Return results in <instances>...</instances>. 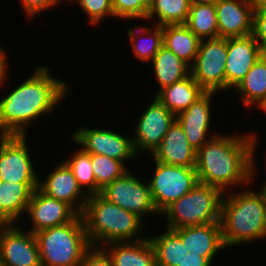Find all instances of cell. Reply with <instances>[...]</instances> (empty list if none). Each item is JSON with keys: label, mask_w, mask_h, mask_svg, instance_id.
Returning <instances> with one entry per match:
<instances>
[{"label": "cell", "mask_w": 266, "mask_h": 266, "mask_svg": "<svg viewBox=\"0 0 266 266\" xmlns=\"http://www.w3.org/2000/svg\"><path fill=\"white\" fill-rule=\"evenodd\" d=\"M237 133H217L196 151L195 169L200 183L215 186L224 193L255 183L259 171L255 158L259 133L251 130Z\"/></svg>", "instance_id": "obj_1"}, {"label": "cell", "mask_w": 266, "mask_h": 266, "mask_svg": "<svg viewBox=\"0 0 266 266\" xmlns=\"http://www.w3.org/2000/svg\"><path fill=\"white\" fill-rule=\"evenodd\" d=\"M25 79L0 97V135H27L31 125L55 113L73 88L53 76L46 64L36 66Z\"/></svg>", "instance_id": "obj_2"}, {"label": "cell", "mask_w": 266, "mask_h": 266, "mask_svg": "<svg viewBox=\"0 0 266 266\" xmlns=\"http://www.w3.org/2000/svg\"><path fill=\"white\" fill-rule=\"evenodd\" d=\"M252 184L224 193L220 225L228 249L266 240V189Z\"/></svg>", "instance_id": "obj_3"}, {"label": "cell", "mask_w": 266, "mask_h": 266, "mask_svg": "<svg viewBox=\"0 0 266 266\" xmlns=\"http://www.w3.org/2000/svg\"><path fill=\"white\" fill-rule=\"evenodd\" d=\"M81 216L86 235L94 247L148 238L141 235L145 230L141 217L107 201L100 194L88 196Z\"/></svg>", "instance_id": "obj_4"}, {"label": "cell", "mask_w": 266, "mask_h": 266, "mask_svg": "<svg viewBox=\"0 0 266 266\" xmlns=\"http://www.w3.org/2000/svg\"><path fill=\"white\" fill-rule=\"evenodd\" d=\"M42 266H79L92 247L81 214L67 224L35 233Z\"/></svg>", "instance_id": "obj_5"}, {"label": "cell", "mask_w": 266, "mask_h": 266, "mask_svg": "<svg viewBox=\"0 0 266 266\" xmlns=\"http://www.w3.org/2000/svg\"><path fill=\"white\" fill-rule=\"evenodd\" d=\"M224 192L204 183L198 184L160 214L164 227L178 229L220 222Z\"/></svg>", "instance_id": "obj_6"}, {"label": "cell", "mask_w": 266, "mask_h": 266, "mask_svg": "<svg viewBox=\"0 0 266 266\" xmlns=\"http://www.w3.org/2000/svg\"><path fill=\"white\" fill-rule=\"evenodd\" d=\"M99 127L77 126L70 138L75 146H79L84 152L117 159L127 167V162L131 164V161L137 160L139 156L134 149L132 134L127 136V133H120L122 131L115 128Z\"/></svg>", "instance_id": "obj_7"}, {"label": "cell", "mask_w": 266, "mask_h": 266, "mask_svg": "<svg viewBox=\"0 0 266 266\" xmlns=\"http://www.w3.org/2000/svg\"><path fill=\"white\" fill-rule=\"evenodd\" d=\"M142 178L128 170L101 189L100 195L107 201L138 215L146 222L147 216H159L161 213L154 203L148 181Z\"/></svg>", "instance_id": "obj_8"}, {"label": "cell", "mask_w": 266, "mask_h": 266, "mask_svg": "<svg viewBox=\"0 0 266 266\" xmlns=\"http://www.w3.org/2000/svg\"><path fill=\"white\" fill-rule=\"evenodd\" d=\"M153 175L147 181L157 210L161 213L198 184L195 167L168 165L152 160Z\"/></svg>", "instance_id": "obj_9"}, {"label": "cell", "mask_w": 266, "mask_h": 266, "mask_svg": "<svg viewBox=\"0 0 266 266\" xmlns=\"http://www.w3.org/2000/svg\"><path fill=\"white\" fill-rule=\"evenodd\" d=\"M226 58L227 38L201 40L190 75L205 92L226 91Z\"/></svg>", "instance_id": "obj_10"}, {"label": "cell", "mask_w": 266, "mask_h": 266, "mask_svg": "<svg viewBox=\"0 0 266 266\" xmlns=\"http://www.w3.org/2000/svg\"><path fill=\"white\" fill-rule=\"evenodd\" d=\"M28 135H0V180L38 183L36 162L32 159ZM29 147V148H28ZM31 154V155H30ZM32 156V157H31Z\"/></svg>", "instance_id": "obj_11"}, {"label": "cell", "mask_w": 266, "mask_h": 266, "mask_svg": "<svg viewBox=\"0 0 266 266\" xmlns=\"http://www.w3.org/2000/svg\"><path fill=\"white\" fill-rule=\"evenodd\" d=\"M139 114L132 130V139L136 154H143L145 157L146 153L152 155L160 146L176 116L155 96H152V101L145 107L144 112Z\"/></svg>", "instance_id": "obj_12"}, {"label": "cell", "mask_w": 266, "mask_h": 266, "mask_svg": "<svg viewBox=\"0 0 266 266\" xmlns=\"http://www.w3.org/2000/svg\"><path fill=\"white\" fill-rule=\"evenodd\" d=\"M25 225L1 224L0 260L3 266H42L36 236L26 230Z\"/></svg>", "instance_id": "obj_13"}, {"label": "cell", "mask_w": 266, "mask_h": 266, "mask_svg": "<svg viewBox=\"0 0 266 266\" xmlns=\"http://www.w3.org/2000/svg\"><path fill=\"white\" fill-rule=\"evenodd\" d=\"M79 213L68 203L51 198L38 188L33 191L24 218H29L28 225L32 233L51 227H57L74 220Z\"/></svg>", "instance_id": "obj_14"}, {"label": "cell", "mask_w": 266, "mask_h": 266, "mask_svg": "<svg viewBox=\"0 0 266 266\" xmlns=\"http://www.w3.org/2000/svg\"><path fill=\"white\" fill-rule=\"evenodd\" d=\"M217 94L216 92H205L186 110L176 115V120L181 125L190 145L196 151L212 136L219 133L218 130L215 131L214 129L212 131V128H210L212 127L211 124H213L212 109H214V107H212V104Z\"/></svg>", "instance_id": "obj_15"}, {"label": "cell", "mask_w": 266, "mask_h": 266, "mask_svg": "<svg viewBox=\"0 0 266 266\" xmlns=\"http://www.w3.org/2000/svg\"><path fill=\"white\" fill-rule=\"evenodd\" d=\"M55 166L48 171L49 174L46 172L45 178L39 175L38 189L51 198L68 203L81 214L88 195L78 185L70 167L64 161Z\"/></svg>", "instance_id": "obj_16"}, {"label": "cell", "mask_w": 266, "mask_h": 266, "mask_svg": "<svg viewBox=\"0 0 266 266\" xmlns=\"http://www.w3.org/2000/svg\"><path fill=\"white\" fill-rule=\"evenodd\" d=\"M254 36L227 38L226 91H232L262 56Z\"/></svg>", "instance_id": "obj_17"}, {"label": "cell", "mask_w": 266, "mask_h": 266, "mask_svg": "<svg viewBox=\"0 0 266 266\" xmlns=\"http://www.w3.org/2000/svg\"><path fill=\"white\" fill-rule=\"evenodd\" d=\"M254 0H216L220 38H236L253 32Z\"/></svg>", "instance_id": "obj_18"}, {"label": "cell", "mask_w": 266, "mask_h": 266, "mask_svg": "<svg viewBox=\"0 0 266 266\" xmlns=\"http://www.w3.org/2000/svg\"><path fill=\"white\" fill-rule=\"evenodd\" d=\"M163 233L158 235H148L152 243L155 254L156 264L160 266H213L201 253L188 249L183 245L178 235L169 228L164 227ZM165 231V232H164Z\"/></svg>", "instance_id": "obj_19"}, {"label": "cell", "mask_w": 266, "mask_h": 266, "mask_svg": "<svg viewBox=\"0 0 266 266\" xmlns=\"http://www.w3.org/2000/svg\"><path fill=\"white\" fill-rule=\"evenodd\" d=\"M151 156L155 161L168 165L195 167L196 163V150L190 145L176 119Z\"/></svg>", "instance_id": "obj_20"}, {"label": "cell", "mask_w": 266, "mask_h": 266, "mask_svg": "<svg viewBox=\"0 0 266 266\" xmlns=\"http://www.w3.org/2000/svg\"><path fill=\"white\" fill-rule=\"evenodd\" d=\"M188 249L201 253L212 264L219 251L226 249L220 222L172 229ZM219 252V253H218Z\"/></svg>", "instance_id": "obj_21"}, {"label": "cell", "mask_w": 266, "mask_h": 266, "mask_svg": "<svg viewBox=\"0 0 266 266\" xmlns=\"http://www.w3.org/2000/svg\"><path fill=\"white\" fill-rule=\"evenodd\" d=\"M36 188H38V183L0 180V223L24 224V215Z\"/></svg>", "instance_id": "obj_22"}, {"label": "cell", "mask_w": 266, "mask_h": 266, "mask_svg": "<svg viewBox=\"0 0 266 266\" xmlns=\"http://www.w3.org/2000/svg\"><path fill=\"white\" fill-rule=\"evenodd\" d=\"M102 248L113 266H155L156 254L148 238L139 241L111 242Z\"/></svg>", "instance_id": "obj_23"}, {"label": "cell", "mask_w": 266, "mask_h": 266, "mask_svg": "<svg viewBox=\"0 0 266 266\" xmlns=\"http://www.w3.org/2000/svg\"><path fill=\"white\" fill-rule=\"evenodd\" d=\"M133 27L131 26L129 29L127 27L126 33L131 52L136 60L138 59L147 65L163 46V26L145 23L136 26L134 24Z\"/></svg>", "instance_id": "obj_24"}, {"label": "cell", "mask_w": 266, "mask_h": 266, "mask_svg": "<svg viewBox=\"0 0 266 266\" xmlns=\"http://www.w3.org/2000/svg\"><path fill=\"white\" fill-rule=\"evenodd\" d=\"M156 80L158 90L155 96L163 88L179 82L190 75V66L178 58L171 50L164 45L159 49L149 63Z\"/></svg>", "instance_id": "obj_25"}, {"label": "cell", "mask_w": 266, "mask_h": 266, "mask_svg": "<svg viewBox=\"0 0 266 266\" xmlns=\"http://www.w3.org/2000/svg\"><path fill=\"white\" fill-rule=\"evenodd\" d=\"M205 91L191 75L160 90L155 97L175 116L186 110Z\"/></svg>", "instance_id": "obj_26"}, {"label": "cell", "mask_w": 266, "mask_h": 266, "mask_svg": "<svg viewBox=\"0 0 266 266\" xmlns=\"http://www.w3.org/2000/svg\"><path fill=\"white\" fill-rule=\"evenodd\" d=\"M201 40L186 24L163 26V45L189 66L194 63Z\"/></svg>", "instance_id": "obj_27"}, {"label": "cell", "mask_w": 266, "mask_h": 266, "mask_svg": "<svg viewBox=\"0 0 266 266\" xmlns=\"http://www.w3.org/2000/svg\"><path fill=\"white\" fill-rule=\"evenodd\" d=\"M240 95L246 110H251L266 98V60L261 56L233 89Z\"/></svg>", "instance_id": "obj_28"}, {"label": "cell", "mask_w": 266, "mask_h": 266, "mask_svg": "<svg viewBox=\"0 0 266 266\" xmlns=\"http://www.w3.org/2000/svg\"><path fill=\"white\" fill-rule=\"evenodd\" d=\"M186 25L200 40L218 38L215 1L192 0Z\"/></svg>", "instance_id": "obj_29"}, {"label": "cell", "mask_w": 266, "mask_h": 266, "mask_svg": "<svg viewBox=\"0 0 266 266\" xmlns=\"http://www.w3.org/2000/svg\"><path fill=\"white\" fill-rule=\"evenodd\" d=\"M191 2L192 0H154L145 22L160 26L186 24Z\"/></svg>", "instance_id": "obj_30"}, {"label": "cell", "mask_w": 266, "mask_h": 266, "mask_svg": "<svg viewBox=\"0 0 266 266\" xmlns=\"http://www.w3.org/2000/svg\"><path fill=\"white\" fill-rule=\"evenodd\" d=\"M69 158L63 161L70 167L78 185L89 196L96 194V181L91 164V154L84 152L79 146Z\"/></svg>", "instance_id": "obj_31"}, {"label": "cell", "mask_w": 266, "mask_h": 266, "mask_svg": "<svg viewBox=\"0 0 266 266\" xmlns=\"http://www.w3.org/2000/svg\"><path fill=\"white\" fill-rule=\"evenodd\" d=\"M91 164L96 181V194H100L101 189L130 169L123 162L101 154H91Z\"/></svg>", "instance_id": "obj_32"}, {"label": "cell", "mask_w": 266, "mask_h": 266, "mask_svg": "<svg viewBox=\"0 0 266 266\" xmlns=\"http://www.w3.org/2000/svg\"><path fill=\"white\" fill-rule=\"evenodd\" d=\"M71 3L80 6L78 8L81 9L80 12L83 11V14L86 15L87 24L93 27H99L105 19L115 17L112 0H71L69 5Z\"/></svg>", "instance_id": "obj_33"}, {"label": "cell", "mask_w": 266, "mask_h": 266, "mask_svg": "<svg viewBox=\"0 0 266 266\" xmlns=\"http://www.w3.org/2000/svg\"><path fill=\"white\" fill-rule=\"evenodd\" d=\"M112 7L115 20L122 19L126 23L131 20H136V22L144 20L145 22L149 10L141 0H112Z\"/></svg>", "instance_id": "obj_34"}, {"label": "cell", "mask_w": 266, "mask_h": 266, "mask_svg": "<svg viewBox=\"0 0 266 266\" xmlns=\"http://www.w3.org/2000/svg\"><path fill=\"white\" fill-rule=\"evenodd\" d=\"M21 11L24 12L26 19L33 20L35 17L47 12L58 5H63L59 0H18Z\"/></svg>", "instance_id": "obj_35"}, {"label": "cell", "mask_w": 266, "mask_h": 266, "mask_svg": "<svg viewBox=\"0 0 266 266\" xmlns=\"http://www.w3.org/2000/svg\"><path fill=\"white\" fill-rule=\"evenodd\" d=\"M252 35L262 51H266V7H254Z\"/></svg>", "instance_id": "obj_36"}, {"label": "cell", "mask_w": 266, "mask_h": 266, "mask_svg": "<svg viewBox=\"0 0 266 266\" xmlns=\"http://www.w3.org/2000/svg\"><path fill=\"white\" fill-rule=\"evenodd\" d=\"M79 266H113L108 253L102 247L92 246L84 255Z\"/></svg>", "instance_id": "obj_37"}, {"label": "cell", "mask_w": 266, "mask_h": 266, "mask_svg": "<svg viewBox=\"0 0 266 266\" xmlns=\"http://www.w3.org/2000/svg\"><path fill=\"white\" fill-rule=\"evenodd\" d=\"M7 54H6V49H3L1 46H0V87L2 86H7L8 84V80L9 77H10V74L8 73V68L7 67H10L8 64L9 60L7 59ZM8 60V61H7ZM7 83H6V82ZM6 85H5V84Z\"/></svg>", "instance_id": "obj_38"}, {"label": "cell", "mask_w": 266, "mask_h": 266, "mask_svg": "<svg viewBox=\"0 0 266 266\" xmlns=\"http://www.w3.org/2000/svg\"><path fill=\"white\" fill-rule=\"evenodd\" d=\"M257 108V110H261L263 114H266V98L263 99L258 105L254 107V110Z\"/></svg>", "instance_id": "obj_39"}, {"label": "cell", "mask_w": 266, "mask_h": 266, "mask_svg": "<svg viewBox=\"0 0 266 266\" xmlns=\"http://www.w3.org/2000/svg\"><path fill=\"white\" fill-rule=\"evenodd\" d=\"M255 7H266V0H254Z\"/></svg>", "instance_id": "obj_40"}, {"label": "cell", "mask_w": 266, "mask_h": 266, "mask_svg": "<svg viewBox=\"0 0 266 266\" xmlns=\"http://www.w3.org/2000/svg\"><path fill=\"white\" fill-rule=\"evenodd\" d=\"M142 3L148 8L150 9V7L153 5L154 0H141Z\"/></svg>", "instance_id": "obj_41"}, {"label": "cell", "mask_w": 266, "mask_h": 266, "mask_svg": "<svg viewBox=\"0 0 266 266\" xmlns=\"http://www.w3.org/2000/svg\"><path fill=\"white\" fill-rule=\"evenodd\" d=\"M265 154H266V153H265ZM264 159H265V160H264V163H263V164H264V167H263V168H264L265 171H266V155H265ZM265 180H266V179H265ZM261 188L266 189V181L262 184V187H261Z\"/></svg>", "instance_id": "obj_42"}, {"label": "cell", "mask_w": 266, "mask_h": 266, "mask_svg": "<svg viewBox=\"0 0 266 266\" xmlns=\"http://www.w3.org/2000/svg\"><path fill=\"white\" fill-rule=\"evenodd\" d=\"M61 3H63L64 4V1L65 2H67L68 4H69V2L71 1V0H59Z\"/></svg>", "instance_id": "obj_43"}, {"label": "cell", "mask_w": 266, "mask_h": 266, "mask_svg": "<svg viewBox=\"0 0 266 266\" xmlns=\"http://www.w3.org/2000/svg\"><path fill=\"white\" fill-rule=\"evenodd\" d=\"M262 57L266 60V51H263Z\"/></svg>", "instance_id": "obj_44"}]
</instances>
